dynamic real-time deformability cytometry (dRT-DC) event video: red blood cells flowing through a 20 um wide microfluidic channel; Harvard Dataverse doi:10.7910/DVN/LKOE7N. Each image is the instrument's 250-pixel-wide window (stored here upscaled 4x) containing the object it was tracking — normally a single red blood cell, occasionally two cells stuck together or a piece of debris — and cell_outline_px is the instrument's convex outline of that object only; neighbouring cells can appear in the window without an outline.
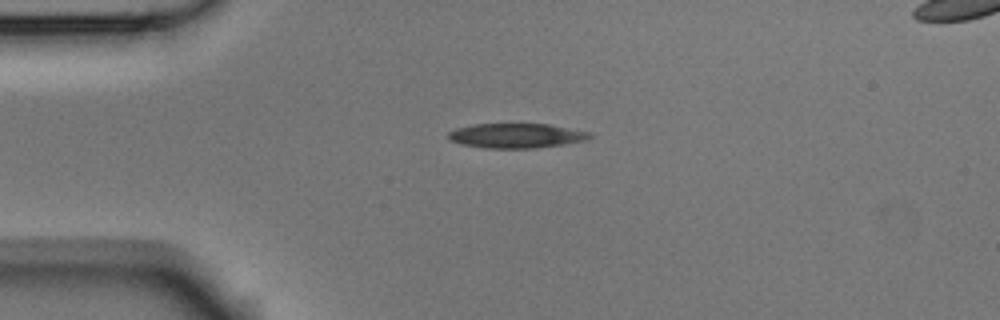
{"species": "Egyptian fruit bat (a non-hibernating species)", "species_latin": "Rousettus aegyptiacus", "temperature_condition": "room temperature", "stored_images_in_passage": 6, "segment_of_instrument_passage": [1, 2], "camera_frame_rate_fps": 3000, "um_per_image_px": 0.085, "animal": {"sex": "male"}, "frame": {"image": 1, "passage_image": 4, "time_ms": 1.0, "image_size_px": [1000, 320], "cell_outline_px": [[592, 136], [588, 140], [564, 144], [536, 148], [484, 148], [460, 144], [452, 140], [448, 136], [448, 132], [456, 128], [472, 124], [548, 124], [592, 132]], "centroid_in_image_um": [43.91, 11.53], "position_along_channel_um": 41.1, "area_um2": 20.4}}